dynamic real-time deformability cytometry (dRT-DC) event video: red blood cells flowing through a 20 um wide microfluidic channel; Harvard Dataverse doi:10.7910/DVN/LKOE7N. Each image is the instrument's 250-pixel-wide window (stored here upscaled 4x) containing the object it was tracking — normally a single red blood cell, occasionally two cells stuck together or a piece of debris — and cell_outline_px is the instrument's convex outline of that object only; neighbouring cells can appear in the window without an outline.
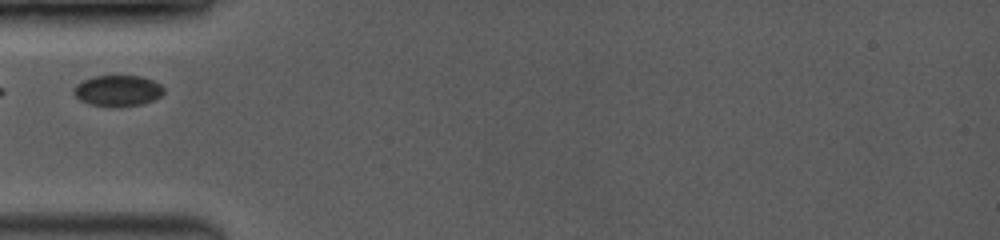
{"species": "common noctule bat (a hibernating species)", "species_latin": "Nyctalus noctula", "temperature_condition": "room temperature", "stored_images_in_passage": 31, "camera_frame_rate_fps": 3500, "um_per_image_px": 0.085, "animal": {"sex": "female", "body_mass_g": 19.0, "forearm_length_mm": 53.3}, "frame": {"image": 1, "passage_image": 1, "time_ms": 0.0, "image_size_px": [1000, 240], "cell_outline_px": [[164, 92], [160, 96], [152, 100], [140, 104], [112, 108], [88, 104], [80, 100], [72, 92], [72, 88], [76, 84], [92, 76], [140, 76], [152, 80], [160, 84], [164, 88]], "centroid_in_image_um": [9.96, 7.72], "position_along_channel_um": 75.0, "area_um2": 16.42}}
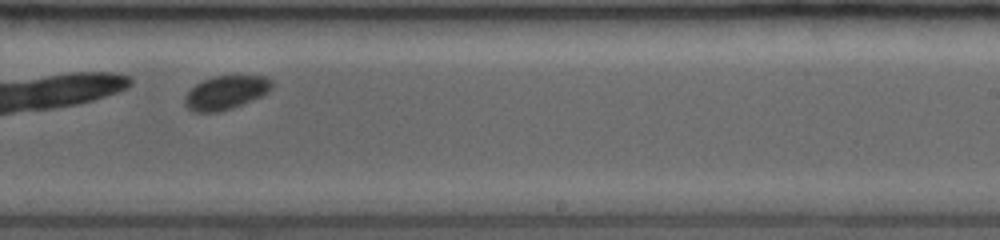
{"frame": {"image": 2, "passage_image": 18, "time_ms": 4.857, "image_size_px": [1000, 240], "cell_outline_px": [[272, 88], [268, 92], [260, 96], [232, 108], [216, 112], [192, 112], [184, 104], [184, 96], [196, 84], [212, 76], [264, 76], [272, 80]], "centroid_in_image_um": [19.17, 7.87], "position_along_channel_um": 269.8, "area_um2": 16.94}}